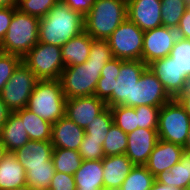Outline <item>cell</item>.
I'll list each match as a JSON object with an SVG mask.
<instances>
[{
    "label": "cell",
    "mask_w": 190,
    "mask_h": 190,
    "mask_svg": "<svg viewBox=\"0 0 190 190\" xmlns=\"http://www.w3.org/2000/svg\"><path fill=\"white\" fill-rule=\"evenodd\" d=\"M122 59L112 58L101 70V77L97 82L94 95L106 102L113 93L116 78L119 76Z\"/></svg>",
    "instance_id": "cell-27"
},
{
    "label": "cell",
    "mask_w": 190,
    "mask_h": 190,
    "mask_svg": "<svg viewBox=\"0 0 190 190\" xmlns=\"http://www.w3.org/2000/svg\"><path fill=\"white\" fill-rule=\"evenodd\" d=\"M69 8L85 16L96 0H62Z\"/></svg>",
    "instance_id": "cell-42"
},
{
    "label": "cell",
    "mask_w": 190,
    "mask_h": 190,
    "mask_svg": "<svg viewBox=\"0 0 190 190\" xmlns=\"http://www.w3.org/2000/svg\"><path fill=\"white\" fill-rule=\"evenodd\" d=\"M13 14L14 6L0 7V43L2 42L6 32L8 31Z\"/></svg>",
    "instance_id": "cell-41"
},
{
    "label": "cell",
    "mask_w": 190,
    "mask_h": 190,
    "mask_svg": "<svg viewBox=\"0 0 190 190\" xmlns=\"http://www.w3.org/2000/svg\"><path fill=\"white\" fill-rule=\"evenodd\" d=\"M184 150L187 152H190V128L188 130V136L185 142V145L183 146Z\"/></svg>",
    "instance_id": "cell-48"
},
{
    "label": "cell",
    "mask_w": 190,
    "mask_h": 190,
    "mask_svg": "<svg viewBox=\"0 0 190 190\" xmlns=\"http://www.w3.org/2000/svg\"><path fill=\"white\" fill-rule=\"evenodd\" d=\"M155 180L161 184L172 185L179 189L190 186V152L183 151L181 158L169 170L160 173Z\"/></svg>",
    "instance_id": "cell-25"
},
{
    "label": "cell",
    "mask_w": 190,
    "mask_h": 190,
    "mask_svg": "<svg viewBox=\"0 0 190 190\" xmlns=\"http://www.w3.org/2000/svg\"><path fill=\"white\" fill-rule=\"evenodd\" d=\"M66 99L59 79L38 80L26 108L54 124L65 116Z\"/></svg>",
    "instance_id": "cell-5"
},
{
    "label": "cell",
    "mask_w": 190,
    "mask_h": 190,
    "mask_svg": "<svg viewBox=\"0 0 190 190\" xmlns=\"http://www.w3.org/2000/svg\"><path fill=\"white\" fill-rule=\"evenodd\" d=\"M76 190H104L101 160H83L74 173Z\"/></svg>",
    "instance_id": "cell-22"
},
{
    "label": "cell",
    "mask_w": 190,
    "mask_h": 190,
    "mask_svg": "<svg viewBox=\"0 0 190 190\" xmlns=\"http://www.w3.org/2000/svg\"><path fill=\"white\" fill-rule=\"evenodd\" d=\"M187 8L190 10V0L187 2Z\"/></svg>",
    "instance_id": "cell-52"
},
{
    "label": "cell",
    "mask_w": 190,
    "mask_h": 190,
    "mask_svg": "<svg viewBox=\"0 0 190 190\" xmlns=\"http://www.w3.org/2000/svg\"><path fill=\"white\" fill-rule=\"evenodd\" d=\"M18 0H0V7L17 6Z\"/></svg>",
    "instance_id": "cell-47"
},
{
    "label": "cell",
    "mask_w": 190,
    "mask_h": 190,
    "mask_svg": "<svg viewBox=\"0 0 190 190\" xmlns=\"http://www.w3.org/2000/svg\"><path fill=\"white\" fill-rule=\"evenodd\" d=\"M187 88L190 89V75H189V77H188V81H187Z\"/></svg>",
    "instance_id": "cell-51"
},
{
    "label": "cell",
    "mask_w": 190,
    "mask_h": 190,
    "mask_svg": "<svg viewBox=\"0 0 190 190\" xmlns=\"http://www.w3.org/2000/svg\"><path fill=\"white\" fill-rule=\"evenodd\" d=\"M11 111L8 109L6 104L2 101L0 97V127L5 123V121L8 119L9 114Z\"/></svg>",
    "instance_id": "cell-45"
},
{
    "label": "cell",
    "mask_w": 190,
    "mask_h": 190,
    "mask_svg": "<svg viewBox=\"0 0 190 190\" xmlns=\"http://www.w3.org/2000/svg\"><path fill=\"white\" fill-rule=\"evenodd\" d=\"M106 107V103L95 95L69 98L66 99L65 116L85 129Z\"/></svg>",
    "instance_id": "cell-15"
},
{
    "label": "cell",
    "mask_w": 190,
    "mask_h": 190,
    "mask_svg": "<svg viewBox=\"0 0 190 190\" xmlns=\"http://www.w3.org/2000/svg\"><path fill=\"white\" fill-rule=\"evenodd\" d=\"M127 19L143 32L162 26L161 0H127Z\"/></svg>",
    "instance_id": "cell-14"
},
{
    "label": "cell",
    "mask_w": 190,
    "mask_h": 190,
    "mask_svg": "<svg viewBox=\"0 0 190 190\" xmlns=\"http://www.w3.org/2000/svg\"><path fill=\"white\" fill-rule=\"evenodd\" d=\"M155 177L145 165H134L118 190H150Z\"/></svg>",
    "instance_id": "cell-30"
},
{
    "label": "cell",
    "mask_w": 190,
    "mask_h": 190,
    "mask_svg": "<svg viewBox=\"0 0 190 190\" xmlns=\"http://www.w3.org/2000/svg\"><path fill=\"white\" fill-rule=\"evenodd\" d=\"M178 37L190 40V10L187 8L176 28Z\"/></svg>",
    "instance_id": "cell-43"
},
{
    "label": "cell",
    "mask_w": 190,
    "mask_h": 190,
    "mask_svg": "<svg viewBox=\"0 0 190 190\" xmlns=\"http://www.w3.org/2000/svg\"><path fill=\"white\" fill-rule=\"evenodd\" d=\"M39 80L59 79L64 62L61 46L38 42L22 59Z\"/></svg>",
    "instance_id": "cell-7"
},
{
    "label": "cell",
    "mask_w": 190,
    "mask_h": 190,
    "mask_svg": "<svg viewBox=\"0 0 190 190\" xmlns=\"http://www.w3.org/2000/svg\"><path fill=\"white\" fill-rule=\"evenodd\" d=\"M183 151V146L159 139L145 166L156 177L178 163Z\"/></svg>",
    "instance_id": "cell-17"
},
{
    "label": "cell",
    "mask_w": 190,
    "mask_h": 190,
    "mask_svg": "<svg viewBox=\"0 0 190 190\" xmlns=\"http://www.w3.org/2000/svg\"><path fill=\"white\" fill-rule=\"evenodd\" d=\"M113 58L108 40L93 39L89 57L81 65L65 67L59 78L67 99L93 96L101 70Z\"/></svg>",
    "instance_id": "cell-1"
},
{
    "label": "cell",
    "mask_w": 190,
    "mask_h": 190,
    "mask_svg": "<svg viewBox=\"0 0 190 190\" xmlns=\"http://www.w3.org/2000/svg\"><path fill=\"white\" fill-rule=\"evenodd\" d=\"M144 32L126 19L107 39L113 58L122 60H142Z\"/></svg>",
    "instance_id": "cell-9"
},
{
    "label": "cell",
    "mask_w": 190,
    "mask_h": 190,
    "mask_svg": "<svg viewBox=\"0 0 190 190\" xmlns=\"http://www.w3.org/2000/svg\"><path fill=\"white\" fill-rule=\"evenodd\" d=\"M127 19V0H96L84 16L85 32L93 39L107 40Z\"/></svg>",
    "instance_id": "cell-3"
},
{
    "label": "cell",
    "mask_w": 190,
    "mask_h": 190,
    "mask_svg": "<svg viewBox=\"0 0 190 190\" xmlns=\"http://www.w3.org/2000/svg\"><path fill=\"white\" fill-rule=\"evenodd\" d=\"M176 99L185 108L187 114L190 116V89L187 88Z\"/></svg>",
    "instance_id": "cell-44"
},
{
    "label": "cell",
    "mask_w": 190,
    "mask_h": 190,
    "mask_svg": "<svg viewBox=\"0 0 190 190\" xmlns=\"http://www.w3.org/2000/svg\"><path fill=\"white\" fill-rule=\"evenodd\" d=\"M189 128L190 116L177 99L160 108L157 126L159 139L184 146Z\"/></svg>",
    "instance_id": "cell-6"
},
{
    "label": "cell",
    "mask_w": 190,
    "mask_h": 190,
    "mask_svg": "<svg viewBox=\"0 0 190 190\" xmlns=\"http://www.w3.org/2000/svg\"><path fill=\"white\" fill-rule=\"evenodd\" d=\"M180 190H190V186L189 187H185V188H182Z\"/></svg>",
    "instance_id": "cell-53"
},
{
    "label": "cell",
    "mask_w": 190,
    "mask_h": 190,
    "mask_svg": "<svg viewBox=\"0 0 190 190\" xmlns=\"http://www.w3.org/2000/svg\"><path fill=\"white\" fill-rule=\"evenodd\" d=\"M84 134V128L64 116L52 124L50 141L54 148L78 150Z\"/></svg>",
    "instance_id": "cell-18"
},
{
    "label": "cell",
    "mask_w": 190,
    "mask_h": 190,
    "mask_svg": "<svg viewBox=\"0 0 190 190\" xmlns=\"http://www.w3.org/2000/svg\"><path fill=\"white\" fill-rule=\"evenodd\" d=\"M158 140L157 129L137 128L127 134L125 155L134 165H145Z\"/></svg>",
    "instance_id": "cell-16"
},
{
    "label": "cell",
    "mask_w": 190,
    "mask_h": 190,
    "mask_svg": "<svg viewBox=\"0 0 190 190\" xmlns=\"http://www.w3.org/2000/svg\"><path fill=\"white\" fill-rule=\"evenodd\" d=\"M102 147L105 156L125 154L127 149V133L113 123Z\"/></svg>",
    "instance_id": "cell-32"
},
{
    "label": "cell",
    "mask_w": 190,
    "mask_h": 190,
    "mask_svg": "<svg viewBox=\"0 0 190 190\" xmlns=\"http://www.w3.org/2000/svg\"><path fill=\"white\" fill-rule=\"evenodd\" d=\"M55 172L52 161H47L46 165L28 166L26 185L34 190H49Z\"/></svg>",
    "instance_id": "cell-29"
},
{
    "label": "cell",
    "mask_w": 190,
    "mask_h": 190,
    "mask_svg": "<svg viewBox=\"0 0 190 190\" xmlns=\"http://www.w3.org/2000/svg\"><path fill=\"white\" fill-rule=\"evenodd\" d=\"M104 190H118L134 164L125 154L102 159Z\"/></svg>",
    "instance_id": "cell-19"
},
{
    "label": "cell",
    "mask_w": 190,
    "mask_h": 190,
    "mask_svg": "<svg viewBox=\"0 0 190 190\" xmlns=\"http://www.w3.org/2000/svg\"><path fill=\"white\" fill-rule=\"evenodd\" d=\"M84 16L59 0L39 20V42L63 46L71 38L85 31Z\"/></svg>",
    "instance_id": "cell-2"
},
{
    "label": "cell",
    "mask_w": 190,
    "mask_h": 190,
    "mask_svg": "<svg viewBox=\"0 0 190 190\" xmlns=\"http://www.w3.org/2000/svg\"><path fill=\"white\" fill-rule=\"evenodd\" d=\"M102 146V140L89 139L85 133L78 152L83 160H101L105 157Z\"/></svg>",
    "instance_id": "cell-37"
},
{
    "label": "cell",
    "mask_w": 190,
    "mask_h": 190,
    "mask_svg": "<svg viewBox=\"0 0 190 190\" xmlns=\"http://www.w3.org/2000/svg\"><path fill=\"white\" fill-rule=\"evenodd\" d=\"M83 159L78 150L54 148L52 153V162L55 171L74 175L80 168Z\"/></svg>",
    "instance_id": "cell-28"
},
{
    "label": "cell",
    "mask_w": 190,
    "mask_h": 190,
    "mask_svg": "<svg viewBox=\"0 0 190 190\" xmlns=\"http://www.w3.org/2000/svg\"><path fill=\"white\" fill-rule=\"evenodd\" d=\"M150 190H180V189L172 185L161 184L155 180Z\"/></svg>",
    "instance_id": "cell-46"
},
{
    "label": "cell",
    "mask_w": 190,
    "mask_h": 190,
    "mask_svg": "<svg viewBox=\"0 0 190 190\" xmlns=\"http://www.w3.org/2000/svg\"><path fill=\"white\" fill-rule=\"evenodd\" d=\"M113 124V117L110 107H106L100 114L94 117V120L85 128V133L89 135V139L102 140V144L106 135Z\"/></svg>",
    "instance_id": "cell-33"
},
{
    "label": "cell",
    "mask_w": 190,
    "mask_h": 190,
    "mask_svg": "<svg viewBox=\"0 0 190 190\" xmlns=\"http://www.w3.org/2000/svg\"><path fill=\"white\" fill-rule=\"evenodd\" d=\"M182 74L190 75V40L178 37L169 55Z\"/></svg>",
    "instance_id": "cell-35"
},
{
    "label": "cell",
    "mask_w": 190,
    "mask_h": 190,
    "mask_svg": "<svg viewBox=\"0 0 190 190\" xmlns=\"http://www.w3.org/2000/svg\"><path fill=\"white\" fill-rule=\"evenodd\" d=\"M12 190H34L31 187H29L28 185L22 186V187H18Z\"/></svg>",
    "instance_id": "cell-50"
},
{
    "label": "cell",
    "mask_w": 190,
    "mask_h": 190,
    "mask_svg": "<svg viewBox=\"0 0 190 190\" xmlns=\"http://www.w3.org/2000/svg\"><path fill=\"white\" fill-rule=\"evenodd\" d=\"M59 0H18L17 9L39 19L45 17Z\"/></svg>",
    "instance_id": "cell-36"
},
{
    "label": "cell",
    "mask_w": 190,
    "mask_h": 190,
    "mask_svg": "<svg viewBox=\"0 0 190 190\" xmlns=\"http://www.w3.org/2000/svg\"><path fill=\"white\" fill-rule=\"evenodd\" d=\"M21 61L22 58L18 55L0 52V92Z\"/></svg>",
    "instance_id": "cell-39"
},
{
    "label": "cell",
    "mask_w": 190,
    "mask_h": 190,
    "mask_svg": "<svg viewBox=\"0 0 190 190\" xmlns=\"http://www.w3.org/2000/svg\"><path fill=\"white\" fill-rule=\"evenodd\" d=\"M173 98L156 75L147 67L133 86V108L137 106L162 107Z\"/></svg>",
    "instance_id": "cell-11"
},
{
    "label": "cell",
    "mask_w": 190,
    "mask_h": 190,
    "mask_svg": "<svg viewBox=\"0 0 190 190\" xmlns=\"http://www.w3.org/2000/svg\"><path fill=\"white\" fill-rule=\"evenodd\" d=\"M6 154V150L5 147L3 146V144L0 141V161L2 160L3 156Z\"/></svg>",
    "instance_id": "cell-49"
},
{
    "label": "cell",
    "mask_w": 190,
    "mask_h": 190,
    "mask_svg": "<svg viewBox=\"0 0 190 190\" xmlns=\"http://www.w3.org/2000/svg\"><path fill=\"white\" fill-rule=\"evenodd\" d=\"M113 123L121 128L125 133L133 132L138 128L137 114L135 108L124 105L110 107Z\"/></svg>",
    "instance_id": "cell-34"
},
{
    "label": "cell",
    "mask_w": 190,
    "mask_h": 190,
    "mask_svg": "<svg viewBox=\"0 0 190 190\" xmlns=\"http://www.w3.org/2000/svg\"><path fill=\"white\" fill-rule=\"evenodd\" d=\"M147 67L156 75L173 99H176L187 89L189 76L182 74L179 66L169 55L162 59L154 60Z\"/></svg>",
    "instance_id": "cell-13"
},
{
    "label": "cell",
    "mask_w": 190,
    "mask_h": 190,
    "mask_svg": "<svg viewBox=\"0 0 190 190\" xmlns=\"http://www.w3.org/2000/svg\"><path fill=\"white\" fill-rule=\"evenodd\" d=\"M29 140L22 119L15 112H11L8 119L0 127V141L5 147L6 152H15Z\"/></svg>",
    "instance_id": "cell-21"
},
{
    "label": "cell",
    "mask_w": 190,
    "mask_h": 190,
    "mask_svg": "<svg viewBox=\"0 0 190 190\" xmlns=\"http://www.w3.org/2000/svg\"><path fill=\"white\" fill-rule=\"evenodd\" d=\"M53 149L50 140H29L23 147L13 153L26 172L28 166L46 165L47 161H52Z\"/></svg>",
    "instance_id": "cell-20"
},
{
    "label": "cell",
    "mask_w": 190,
    "mask_h": 190,
    "mask_svg": "<svg viewBox=\"0 0 190 190\" xmlns=\"http://www.w3.org/2000/svg\"><path fill=\"white\" fill-rule=\"evenodd\" d=\"M15 113L22 119L30 140H51L52 124L50 122L40 118L26 107Z\"/></svg>",
    "instance_id": "cell-26"
},
{
    "label": "cell",
    "mask_w": 190,
    "mask_h": 190,
    "mask_svg": "<svg viewBox=\"0 0 190 190\" xmlns=\"http://www.w3.org/2000/svg\"><path fill=\"white\" fill-rule=\"evenodd\" d=\"M26 172L14 153H8L0 161V190H12L26 185Z\"/></svg>",
    "instance_id": "cell-24"
},
{
    "label": "cell",
    "mask_w": 190,
    "mask_h": 190,
    "mask_svg": "<svg viewBox=\"0 0 190 190\" xmlns=\"http://www.w3.org/2000/svg\"><path fill=\"white\" fill-rule=\"evenodd\" d=\"M147 68L142 60H122L117 82L110 98L105 102L107 107L124 105L133 107V86Z\"/></svg>",
    "instance_id": "cell-10"
},
{
    "label": "cell",
    "mask_w": 190,
    "mask_h": 190,
    "mask_svg": "<svg viewBox=\"0 0 190 190\" xmlns=\"http://www.w3.org/2000/svg\"><path fill=\"white\" fill-rule=\"evenodd\" d=\"M39 18L21 12L14 6V14L0 50L23 57L39 42Z\"/></svg>",
    "instance_id": "cell-4"
},
{
    "label": "cell",
    "mask_w": 190,
    "mask_h": 190,
    "mask_svg": "<svg viewBox=\"0 0 190 190\" xmlns=\"http://www.w3.org/2000/svg\"><path fill=\"white\" fill-rule=\"evenodd\" d=\"M178 38L176 29L160 26L144 32L142 61L148 65L170 55Z\"/></svg>",
    "instance_id": "cell-12"
},
{
    "label": "cell",
    "mask_w": 190,
    "mask_h": 190,
    "mask_svg": "<svg viewBox=\"0 0 190 190\" xmlns=\"http://www.w3.org/2000/svg\"><path fill=\"white\" fill-rule=\"evenodd\" d=\"M160 107L155 106H137L135 112L137 114L138 128L157 129L158 116Z\"/></svg>",
    "instance_id": "cell-38"
},
{
    "label": "cell",
    "mask_w": 190,
    "mask_h": 190,
    "mask_svg": "<svg viewBox=\"0 0 190 190\" xmlns=\"http://www.w3.org/2000/svg\"><path fill=\"white\" fill-rule=\"evenodd\" d=\"M38 80L29 67L21 61L0 92L2 101L11 112H16L27 106Z\"/></svg>",
    "instance_id": "cell-8"
},
{
    "label": "cell",
    "mask_w": 190,
    "mask_h": 190,
    "mask_svg": "<svg viewBox=\"0 0 190 190\" xmlns=\"http://www.w3.org/2000/svg\"><path fill=\"white\" fill-rule=\"evenodd\" d=\"M49 190H76L74 175L56 171Z\"/></svg>",
    "instance_id": "cell-40"
},
{
    "label": "cell",
    "mask_w": 190,
    "mask_h": 190,
    "mask_svg": "<svg viewBox=\"0 0 190 190\" xmlns=\"http://www.w3.org/2000/svg\"><path fill=\"white\" fill-rule=\"evenodd\" d=\"M93 38L85 31L71 38L61 47L64 67L81 65L89 57Z\"/></svg>",
    "instance_id": "cell-23"
},
{
    "label": "cell",
    "mask_w": 190,
    "mask_h": 190,
    "mask_svg": "<svg viewBox=\"0 0 190 190\" xmlns=\"http://www.w3.org/2000/svg\"><path fill=\"white\" fill-rule=\"evenodd\" d=\"M186 9L184 0H161L162 25L176 29Z\"/></svg>",
    "instance_id": "cell-31"
}]
</instances>
